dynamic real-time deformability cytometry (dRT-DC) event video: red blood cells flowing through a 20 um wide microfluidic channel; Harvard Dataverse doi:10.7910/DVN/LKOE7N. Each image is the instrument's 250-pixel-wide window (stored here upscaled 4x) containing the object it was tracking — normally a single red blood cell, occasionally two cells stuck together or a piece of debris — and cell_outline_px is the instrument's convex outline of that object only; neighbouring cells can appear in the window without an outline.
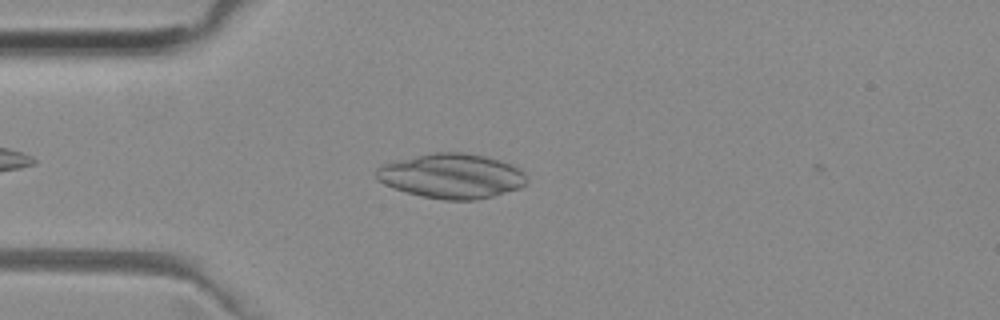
{"species": "common noctule bat (a hibernating species)", "species_latin": "Nyctalus noctula", "temperature_condition": "room temperature", "stored_images_in_passage": 35, "camera_frame_rate_fps": 3000, "um_per_image_px": 0.085, "animal": {"sex": "female", "body_mass_g": 29.2, "forearm_length_mm": 56.3}, "frame": {"image": 1, "passage_image": 3, "time_ms": 0.667, "image_size_px": [1000, 320], "cell_outline_px": [[524, 184], [520, 188], [492, 196], [476, 200], [444, 200], [420, 196], [384, 184], [376, 180], [376, 168], [384, 164], [396, 160], [432, 152], [468, 152], [500, 160], [512, 164], [524, 172]], "centroid_in_image_um": [38.37, 14.95], "position_along_channel_um": 46.6, "area_um2": 39.19}}
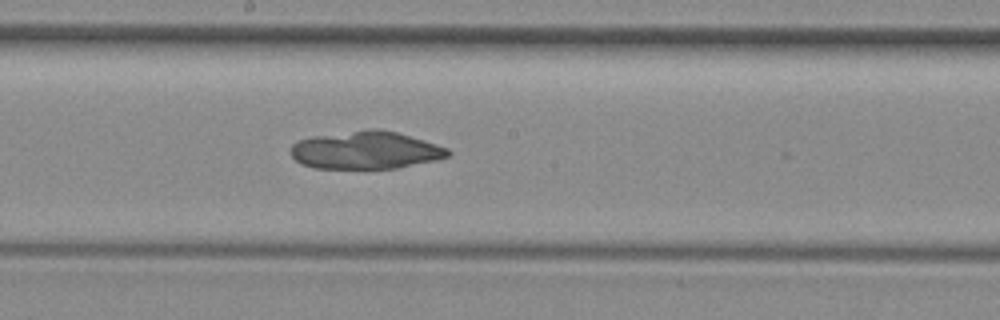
{"frame": {"image": 2, "passage_image": 17, "time_ms": 5.333, "image_size_px": [1000, 320], "cell_outline_px": [[452, 152], [448, 156], [436, 160], [396, 168], [312, 168], [300, 164], [288, 152], [292, 144], [300, 140], [312, 136], [368, 128], [376, 128], [396, 132], [448, 148]], "centroid_in_image_um": [31.04, 12.76], "position_along_channel_um": 217.2, "area_um2": 34.62}}
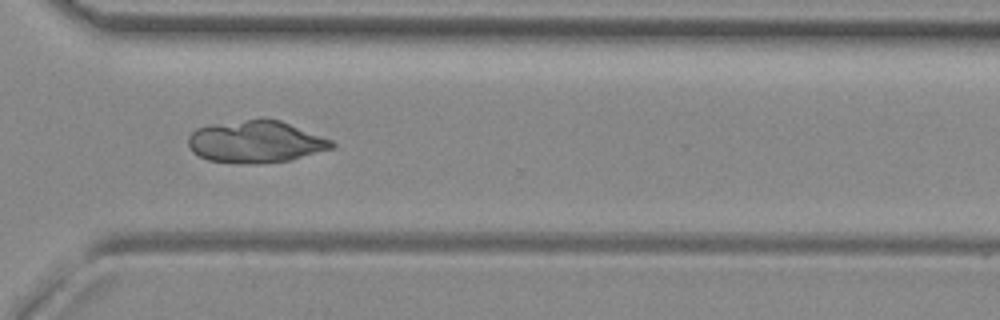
{"frame": {"image": 3, "passage_image": 27, "time_ms": 8.667, "image_size_px": [1000, 320], "cell_outline_px": [[336, 144], [332, 148], [288, 160], [260, 164], [240, 164], [208, 160], [192, 152], [188, 148], [188, 136], [196, 128], [208, 124], [264, 116], [280, 120], [332, 140]], "centroid_in_image_um": [21.68, 12.02], "position_along_channel_um": 348.9, "area_um2": 35.78}}